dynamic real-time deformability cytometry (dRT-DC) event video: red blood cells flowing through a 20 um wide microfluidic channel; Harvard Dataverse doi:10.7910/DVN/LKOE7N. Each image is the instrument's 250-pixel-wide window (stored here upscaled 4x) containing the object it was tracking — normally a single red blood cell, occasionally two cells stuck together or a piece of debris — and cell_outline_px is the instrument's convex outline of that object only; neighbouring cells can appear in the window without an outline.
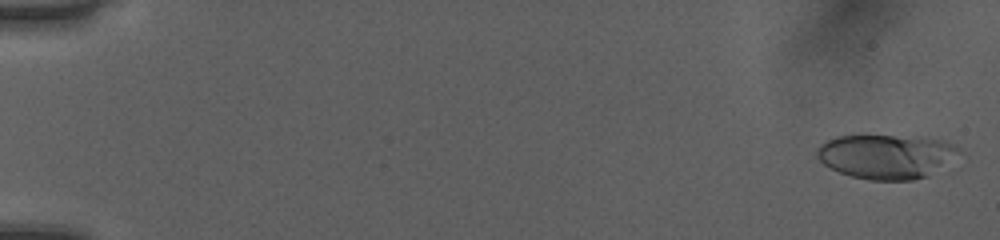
{"species": "human", "species_latin": "Homo sapiens", "temperature_condition": "room temperature", "stored_images_in_passage": 50, "camera_frame_rate_fps": 3000, "um_per_image_px": 0.085, "donor": {"sex": "female"}, "frame": {"image": 1, "passage_image": 1, "time_ms": 0.0, "image_size_px": [1000, 240], "cell_outline_px": [[964, 152], [928, 176], [912, 180], [868, 180], [852, 176], [840, 172], [824, 164], [816, 156], [816, 148], [820, 144], [836, 136], [924, 136], [944, 140], [960, 148]], "centroid_in_image_um": [75.38, 13.28], "position_along_channel_um": 9.6, "area_um2": 36.99}}
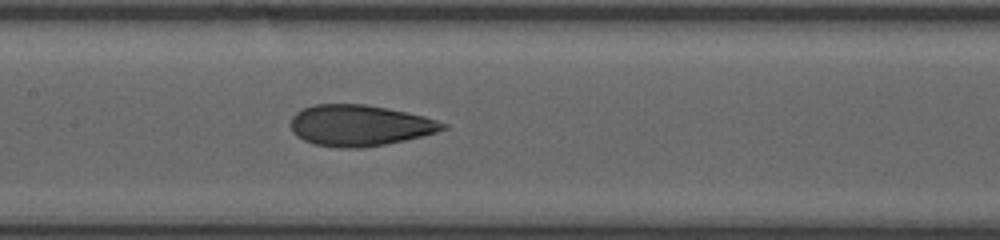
{"frame": {"image": 2, "passage_image": 26, "time_ms": 8.333, "image_size_px": [1000, 240], "cell_outline_px": [[448, 128], [436, 132], [404, 140], [384, 144], [360, 148], [340, 148], [312, 144], [296, 136], [292, 132], [292, 116], [296, 112], [304, 108], [316, 104], [364, 104], [388, 108], [424, 116], [448, 124]], "centroid_in_image_um": [30.56, 10.66], "position_along_channel_um": 176.8, "area_um2": 36.3}}
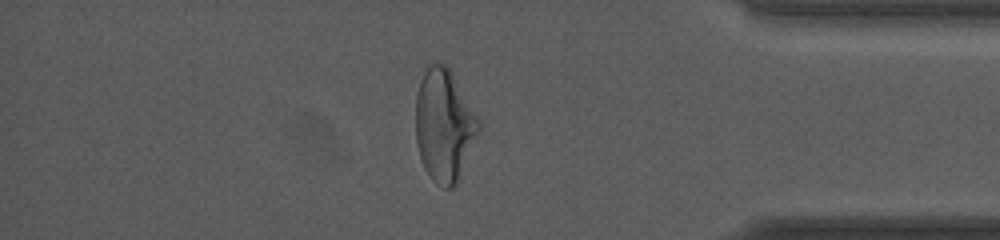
{"frame": {"image": 3, "passage_image": 44, "time_ms": 14.333, "image_size_px": [1000, 240], "cell_outline_px": [[480, 132], [456, 184], [452, 188], [444, 188], [436, 184], [428, 176], [424, 168], [420, 156], [416, 140], [416, 96], [420, 80], [424, 72], [432, 64], [444, 64], [452, 72], [480, 120]], "centroid_in_image_um": [37.76, 10.68], "position_along_channel_um": 397.4, "area_um2": 41.15}}